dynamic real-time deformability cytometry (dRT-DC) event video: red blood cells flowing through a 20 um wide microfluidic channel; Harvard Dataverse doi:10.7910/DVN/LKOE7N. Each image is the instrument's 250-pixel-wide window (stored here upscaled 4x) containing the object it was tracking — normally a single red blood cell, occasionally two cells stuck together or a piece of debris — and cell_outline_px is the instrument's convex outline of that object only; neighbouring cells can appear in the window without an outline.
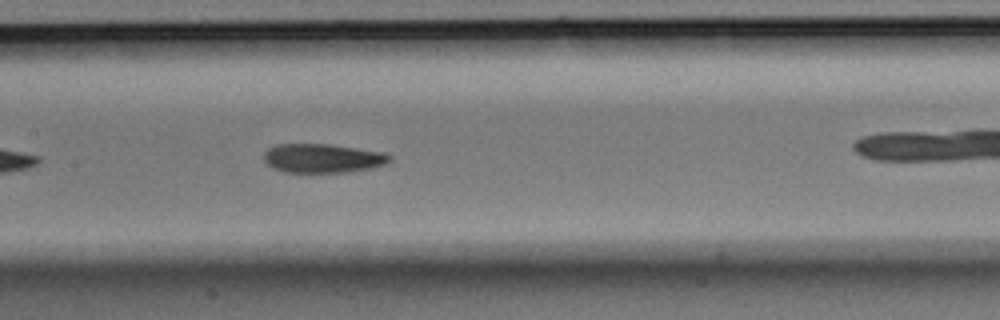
{"species": "Egyptian fruit bat (a non-hibernating species)", "species_latin": "Rousettus aegyptiacus", "temperature_condition": "room temperature", "stored_images_in_passage": 16, "camera_frame_rate_fps": 3000, "um_per_image_px": 0.085, "animal": {"sex": "male"}, "frame": {"image": 1, "passage_image": 12, "time_ms": 3.667, "image_size_px": [1000, 320], "cell_outline_px": [[392, 160], [384, 164], [372, 168], [344, 172], [284, 172], [272, 168], [264, 160], [264, 152], [268, 148], [276, 144], [328, 144], [380, 152], [392, 156]], "centroid_in_image_um": [27.38, 13.45], "position_along_channel_um": 180.0, "area_um2": 21.1}}